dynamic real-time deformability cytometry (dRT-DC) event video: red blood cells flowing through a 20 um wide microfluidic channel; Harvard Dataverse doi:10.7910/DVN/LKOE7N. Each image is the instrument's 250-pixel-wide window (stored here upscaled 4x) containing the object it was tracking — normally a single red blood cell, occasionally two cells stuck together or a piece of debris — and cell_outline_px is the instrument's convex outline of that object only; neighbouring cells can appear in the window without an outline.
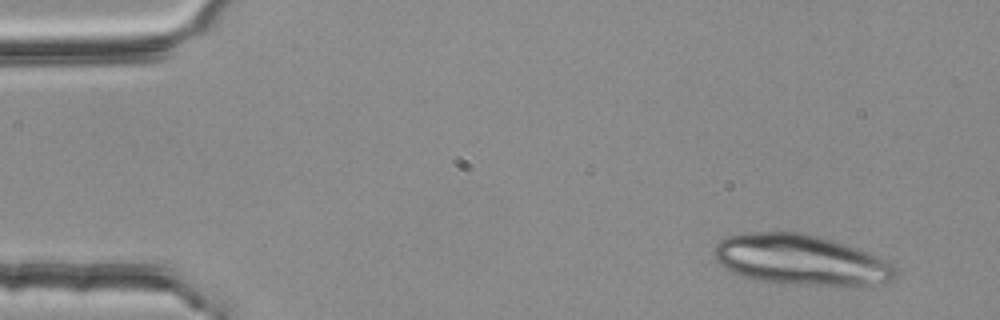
{"species": "common noctule bat (a hibernating species)", "species_latin": "Nyctalus noctula", "temperature_condition": "room temperature", "stored_images_in_passage": 3, "camera_frame_rate_fps": 3000, "um_per_image_px": 0.085, "animal": {"sex": "female", "body_mass_g": 25.1}, "frame": {"image": 1, "passage_image": 1, "time_ms": 0.0, "image_size_px": [1000, 320], "cell_outline_px": [[900, 272], [896, 276], [888, 280], [848, 288], [836, 288], [796, 284], [760, 280], [740, 276], [724, 268], [716, 260], [716, 244], [720, 240], [728, 236], [744, 232], [804, 232], [832, 240], [856, 248], [876, 256], [900, 268]], "centroid_in_image_um": [68.09, 22.11], "position_along_channel_um": 16.9, "area_um2": 53.64}}